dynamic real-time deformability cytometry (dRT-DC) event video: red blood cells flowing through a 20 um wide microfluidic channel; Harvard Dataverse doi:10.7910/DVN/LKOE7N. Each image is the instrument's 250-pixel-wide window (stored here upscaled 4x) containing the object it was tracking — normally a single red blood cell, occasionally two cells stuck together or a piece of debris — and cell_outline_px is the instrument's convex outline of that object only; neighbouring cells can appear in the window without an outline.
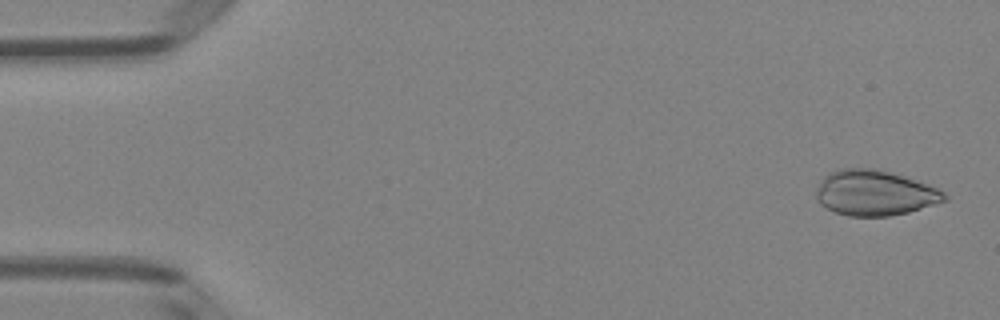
{"species": "Egyptian fruit bat (a non-hibernating species)", "species_latin": "Rousettus aegyptiacus", "temperature_condition": "room temperature", "stored_images_in_passage": 49, "camera_frame_rate_fps": 3000, "um_per_image_px": 0.085, "animal": {"sex": "female"}, "frame": {"image": 1, "passage_image": 2, "time_ms": 0.333, "image_size_px": [1000, 320], "cell_outline_px": [[948, 200], [908, 212], [888, 216], [848, 216], [836, 212], [820, 204], [816, 200], [816, 188], [824, 176], [828, 172], [840, 168], [880, 168], [928, 184], [944, 192], [948, 196]], "centroid_in_image_um": [74.34, 16.38], "position_along_channel_um": 10.7, "area_um2": 34.1}}
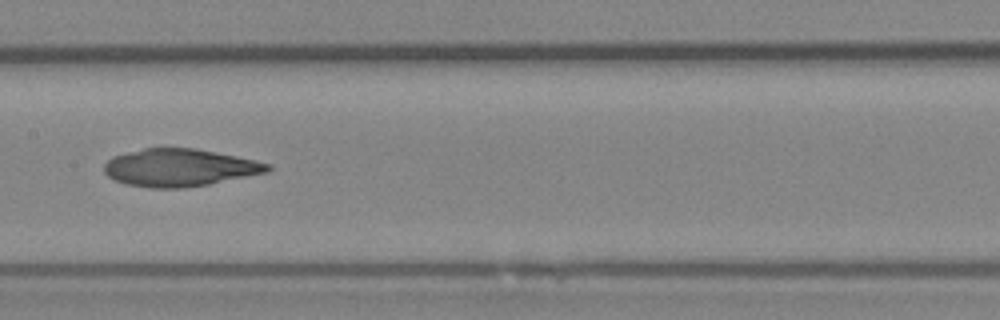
{"frame": {"image": 2, "passage_image": 25, "time_ms": 8.0, "image_size_px": [1000, 320], "cell_outline_px": [[272, 168], [268, 172], [208, 184], [184, 188], [148, 188], [124, 184], [112, 180], [104, 172], [104, 164], [112, 156], [144, 148], [196, 148], [256, 160], [272, 164]], "centroid_in_image_um": [15.25, 14.25], "position_along_channel_um": 192.2, "area_um2": 35.95}}
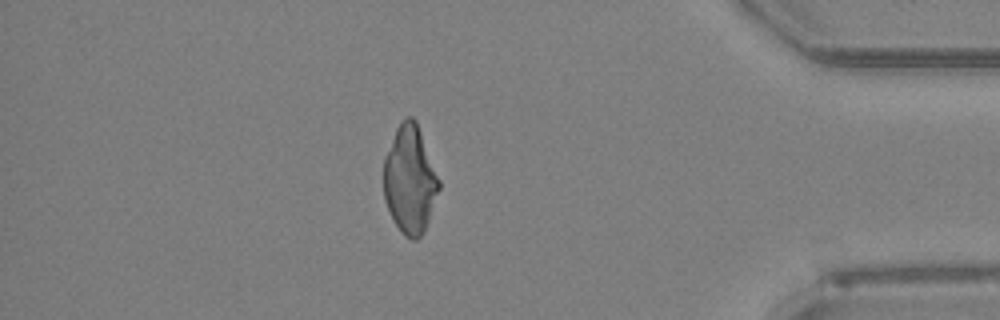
{"frame": {"image": 3, "passage_image": 43, "time_ms": 14.0, "image_size_px": [1000, 320], "cell_outline_px": [[440, 188], [428, 220], [420, 236], [416, 240], [412, 240], [404, 236], [400, 232], [384, 200], [384, 156], [396, 128], [404, 116], [412, 116], [416, 120], [440, 180]], "centroid_in_image_um": [34.83, 15.24], "position_along_channel_um": 400.4, "area_um2": 34.68}}